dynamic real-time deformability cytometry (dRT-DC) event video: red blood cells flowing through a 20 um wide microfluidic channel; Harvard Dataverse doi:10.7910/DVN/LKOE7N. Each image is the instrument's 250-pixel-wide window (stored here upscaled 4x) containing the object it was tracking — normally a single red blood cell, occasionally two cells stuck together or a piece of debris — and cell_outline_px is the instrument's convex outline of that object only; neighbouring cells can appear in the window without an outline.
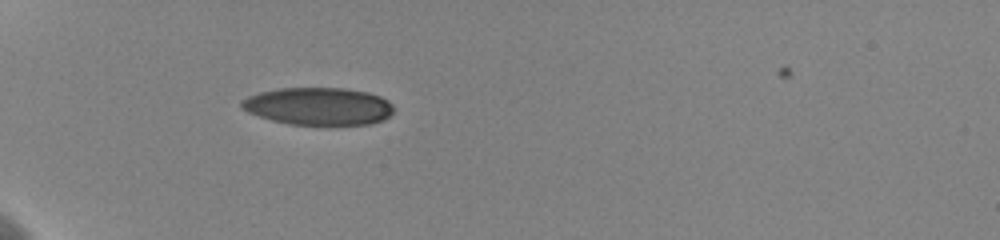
{"species": "human", "species_latin": "Homo sapiens", "temperature_condition": "cold", "stored_images_in_passage": 45, "camera_frame_rate_fps": 3000, "um_per_image_px": 0.085, "donor": {"sex": "female"}, "frame": {"image": 1, "passage_image": 7, "time_ms": 2.0, "image_size_px": [1000, 240], "cell_outline_px": [[392, 112], [384, 120], [372, 124], [288, 124], [272, 120], [248, 112], [240, 108], [240, 100], [248, 96], [260, 92], [280, 88], [344, 88], [368, 92], [380, 96], [388, 100], [392, 104]], "centroid_in_image_um": [27.06, 9.02], "position_along_channel_um": 57.9, "area_um2": 33.23}, "authors_computed_cell_mechanics": {"area_um2": 33.9286, "velocity_mm_per_s": 3.6001, "shape_relaxation_time_tau1_ms": 4.5603, "shape_relaxation_time_tau2_ms": 1.2617, "deformation_change_tau1": 0.1498, "deformation_change_tau2": 0.0606}}